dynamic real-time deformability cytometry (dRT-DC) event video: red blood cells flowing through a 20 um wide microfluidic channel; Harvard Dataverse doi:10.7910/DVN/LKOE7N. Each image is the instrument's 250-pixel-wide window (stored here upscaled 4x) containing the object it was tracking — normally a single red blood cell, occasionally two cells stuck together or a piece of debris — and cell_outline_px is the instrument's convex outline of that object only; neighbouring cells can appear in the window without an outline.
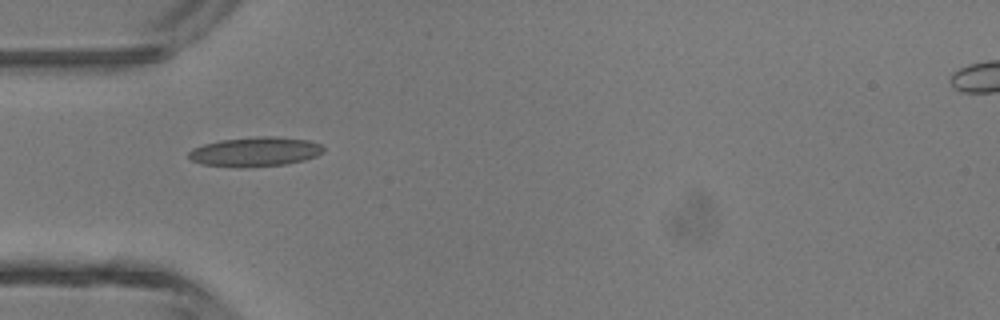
{"species": "common noctule bat (a hibernating species)", "species_latin": "Nyctalus noctula", "temperature_condition": "room temperature", "stored_images_in_passage": 2, "camera_frame_rate_fps": 3000, "um_per_image_px": 0.085, "animal": {"sex": "male", "body_mass_g": 13.3}, "frame": {"image": 1, "passage_image": 1, "time_ms": 0.0, "image_size_px": [1000, 320], "cell_outline_px": [[324, 152], [316, 156], [304, 160], [284, 164], [240, 168], [204, 164], [192, 160], [188, 156], [188, 152], [192, 148], [204, 144], [220, 140], [256, 136], [276, 136], [308, 140], [320, 144], [324, 148]], "centroid_in_image_um": [21.69, 12.89], "position_along_channel_um": 63.3, "area_um2": 23.18}}
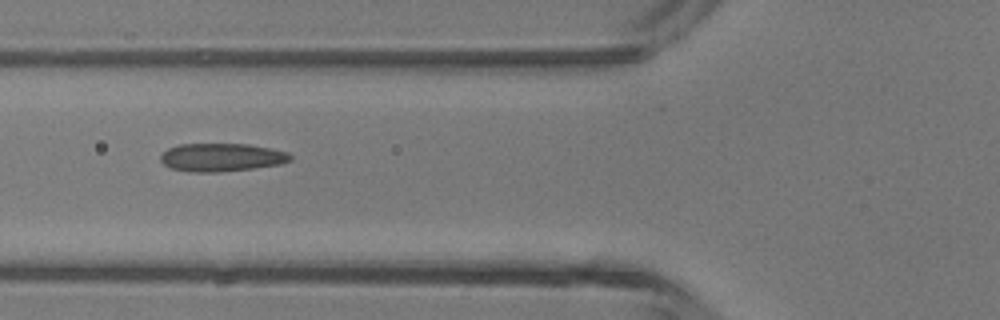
{"frame": {"image": 2, "passage_image": 2, "time_ms": 0.333, "image_size_px": [1000, 320], "cell_outline_px": [[292, 160], [280, 164], [252, 168], [220, 172], [188, 172], [168, 168], [160, 160], [160, 156], [168, 148], [180, 144], [248, 144], [288, 152], [292, 156]], "centroid_in_image_um": [18.8, 13.38], "position_along_channel_um": 107.0, "area_um2": 21.33}}